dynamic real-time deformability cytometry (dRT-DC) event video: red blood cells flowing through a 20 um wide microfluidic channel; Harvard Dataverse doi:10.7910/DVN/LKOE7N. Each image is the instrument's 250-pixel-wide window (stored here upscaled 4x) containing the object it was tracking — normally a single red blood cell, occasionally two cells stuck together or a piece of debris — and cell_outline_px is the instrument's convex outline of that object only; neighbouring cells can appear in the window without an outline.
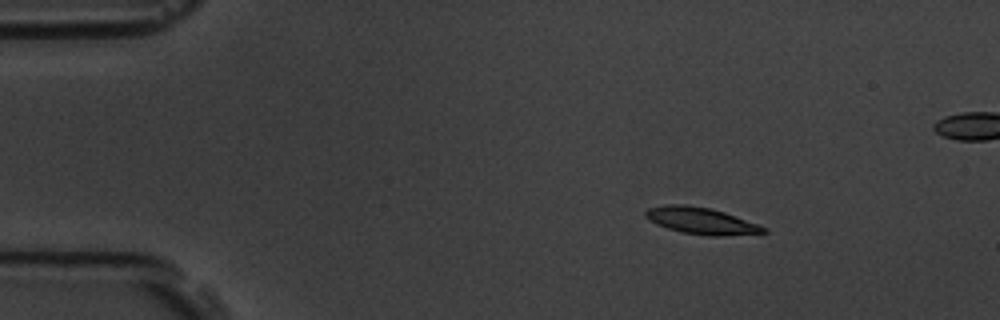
{"species": "common noctule bat (a hibernating species)", "species_latin": "Nyctalus noctula", "temperature_condition": "room temperature", "stored_images_in_passage": 5, "camera_frame_rate_fps": 3000, "um_per_image_px": 0.085, "animal": {"sex": "male", "body_mass_g": 19.5, "forearm_length_mm": 54.6}, "frame": {"image": 1, "passage_image": 2, "time_ms": 2.0, "image_size_px": [1000, 320], "cell_outline_px": [[768, 232], [720, 236], [708, 236], [684, 232], [668, 228], [656, 224], [648, 220], [644, 216], [644, 212], [648, 208], [664, 204], [684, 204], [712, 208], [724, 212], [768, 228]], "centroid_in_image_um": [59.56, 18.75], "position_along_channel_um": 25.4, "area_um2": 18.32}}